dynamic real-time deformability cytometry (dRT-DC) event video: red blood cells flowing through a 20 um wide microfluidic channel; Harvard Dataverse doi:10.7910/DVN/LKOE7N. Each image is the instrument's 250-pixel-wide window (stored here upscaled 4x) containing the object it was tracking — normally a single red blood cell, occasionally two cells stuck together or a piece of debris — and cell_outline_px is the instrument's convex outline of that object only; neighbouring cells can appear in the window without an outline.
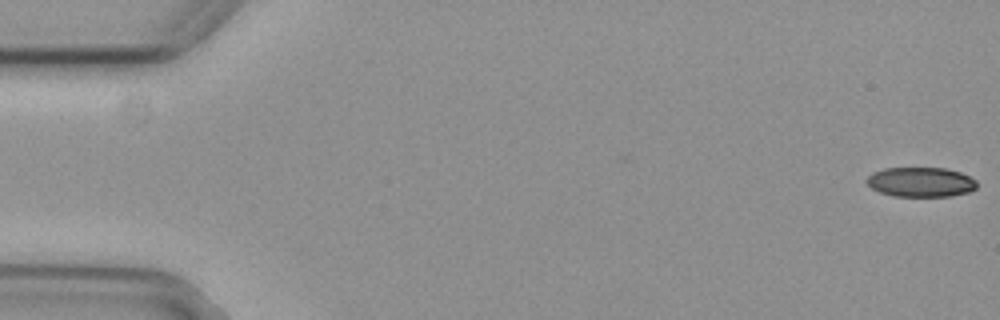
{"species": "common noctule bat (a hibernating species)", "species_latin": "Nyctalus noctula", "temperature_condition": "cold", "stored_images_in_passage": 55, "camera_frame_rate_fps": 3000, "um_per_image_px": 0.085, "animal": {"sex": "female", "body_mass_g": 29.2, "forearm_length_mm": 56.3}, "frame": {"image": 1, "passage_image": 1, "time_ms": 0.0, "image_size_px": [1000, 320], "cell_outline_px": [[976, 188], [968, 192], [952, 196], [892, 196], [880, 192], [872, 188], [864, 180], [872, 172], [884, 168], [944, 168], [960, 172], [976, 180]], "centroid_in_image_um": [78.24, 15.47], "position_along_channel_um": 6.8, "area_um2": 19.07}}
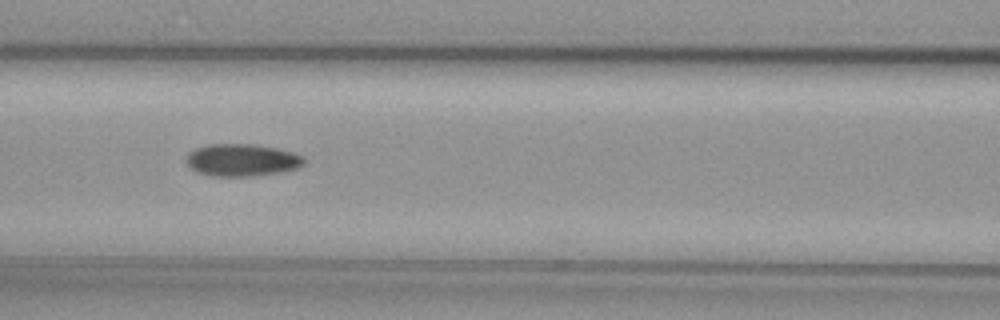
{"frame": {"image": 2, "passage_image": 24, "time_ms": 7.667, "image_size_px": [1000, 320], "cell_outline_px": [[304, 164], [296, 168], [284, 172], [252, 176], [212, 176], [196, 172], [188, 168], [184, 160], [188, 152], [196, 148], [208, 144], [256, 144], [276, 148], [292, 152], [304, 156]], "centroid_in_image_um": [20.52, 13.61], "position_along_channel_um": 146.1, "area_um2": 22.54}}
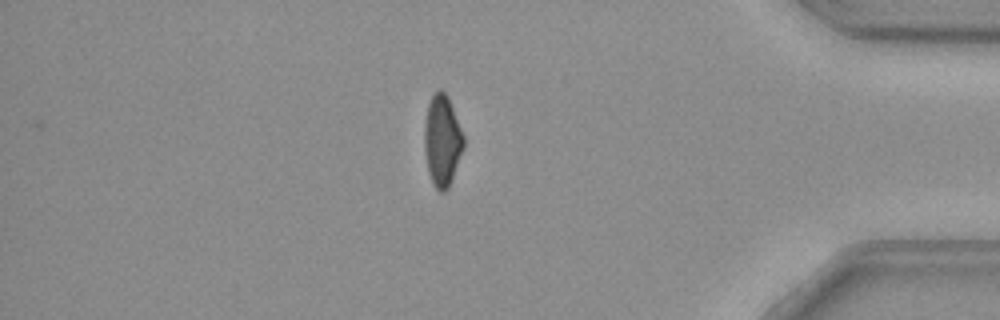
{"frame": {"image": 3, "passage_image": 47, "time_ms": 15.333, "image_size_px": [1000, 320], "cell_outline_px": [[464, 148], [452, 180], [448, 188], [444, 192], [440, 192], [432, 184], [428, 172], [424, 148], [424, 128], [428, 104], [432, 96], [440, 88], [448, 96], [464, 136]], "centroid_in_image_um": [37.59, 11.98], "position_along_channel_um": 397.6, "area_um2": 20.92}, "authors_computed_cell_mechanics": {"area_um2": 21.097, "velocity_mm_per_s": 3.7678, "shape_relaxation_time_tau1_ms": 5.3983, "shape_relaxation_time_tau2_ms": null, "deformation_change_tau1": 0.1406, "deformation_change_tau2": null}}